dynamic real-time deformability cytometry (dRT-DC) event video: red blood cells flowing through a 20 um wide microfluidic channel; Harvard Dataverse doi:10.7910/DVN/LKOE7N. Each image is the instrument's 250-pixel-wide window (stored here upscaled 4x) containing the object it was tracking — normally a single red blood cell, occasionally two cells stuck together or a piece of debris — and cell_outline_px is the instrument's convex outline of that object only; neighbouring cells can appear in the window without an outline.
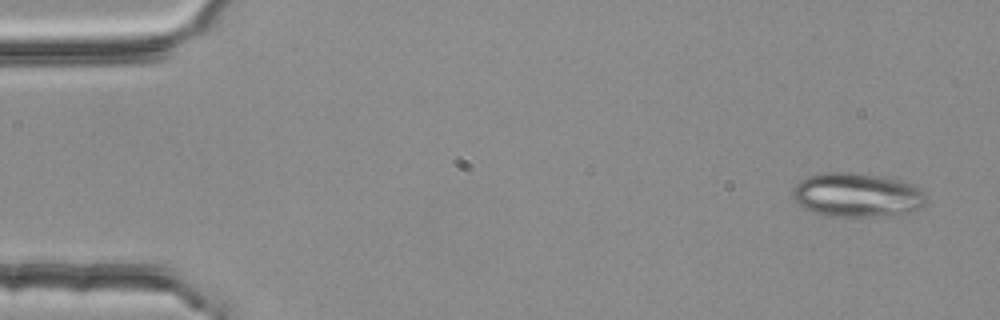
{"species": "common noctule bat (a hibernating species)", "species_latin": "Nyctalus noctula", "temperature_condition": "room temperature", "stored_images_in_passage": 4, "camera_frame_rate_fps": 3000, "um_per_image_px": 0.085, "animal": {"sex": "female", "body_mass_g": 25.1}, "frame": {"image": 1, "passage_image": 1, "time_ms": 0.0, "image_size_px": [1000, 320], "cell_outline_px": [[928, 200], [920, 208], [908, 212], [876, 216], [828, 216], [804, 208], [792, 200], [792, 192], [796, 184], [800, 180], [808, 176], [820, 172], [848, 172], [884, 176], [904, 180], [916, 184], [924, 192]], "centroid_in_image_um": [72.86, 16.55], "position_along_channel_um": 12.1, "area_um2": 34.68}}